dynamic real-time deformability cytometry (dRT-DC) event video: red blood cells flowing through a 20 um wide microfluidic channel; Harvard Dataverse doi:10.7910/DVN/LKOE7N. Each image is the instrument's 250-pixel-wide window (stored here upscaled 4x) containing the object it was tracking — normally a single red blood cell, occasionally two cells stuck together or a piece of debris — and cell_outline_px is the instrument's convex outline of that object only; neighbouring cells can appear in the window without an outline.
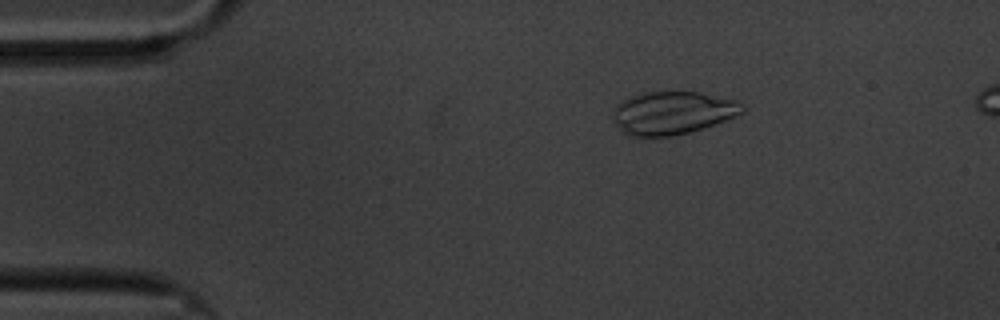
{"species": "common noctule bat (a hibernating species)", "species_latin": "Nyctalus noctula", "temperature_condition": "cold", "stored_images_in_passage": 50, "camera_frame_rate_fps": 3000, "um_per_image_px": 0.085, "animal": {"sex": "male", "body_mass_g": 20.1, "forearm_length_mm": 53.5}, "frame": {"image": 1, "passage_image": 1, "time_ms": 0.0, "image_size_px": [1000, 320], "cell_outline_px": [[748, 108], [744, 112], [724, 120], [688, 132], [668, 136], [628, 136], [612, 120], [616, 104], [628, 96], [644, 92], [700, 92], [736, 100], [744, 104]], "centroid_in_image_um": [57.16, 9.57], "position_along_channel_um": 27.8, "area_um2": 32.25}}
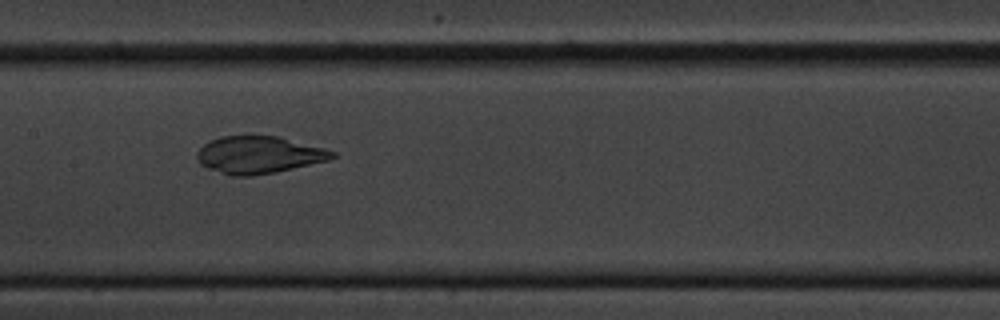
{"frame": {"image": 2, "passage_image": 20, "time_ms": 6.333, "image_size_px": [1000, 320], "cell_outline_px": [[336, 156], [328, 160], [272, 172], [252, 176], [232, 176], [208, 168], [200, 164], [196, 160], [196, 152], [204, 144], [220, 136], [248, 132], [280, 136], [324, 148], [336, 152]], "centroid_in_image_um": [21.95, 13.1], "position_along_channel_um": 185.5, "area_um2": 30.0}}
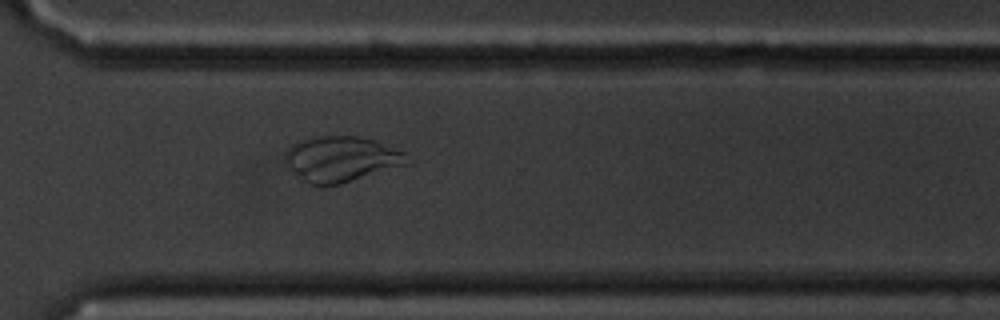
{"frame": {"image": 3, "passage_image": 34, "time_ms": 11.0, "image_size_px": [1000, 320], "cell_outline_px": [[404, 164], [340, 184], [320, 188], [308, 184], [288, 164], [284, 156], [288, 148], [292, 144], [304, 136], [356, 136], [372, 140], [404, 152]], "centroid_in_image_um": [28.89, 13.51], "position_along_channel_um": 341.7, "area_um2": 31.67}}